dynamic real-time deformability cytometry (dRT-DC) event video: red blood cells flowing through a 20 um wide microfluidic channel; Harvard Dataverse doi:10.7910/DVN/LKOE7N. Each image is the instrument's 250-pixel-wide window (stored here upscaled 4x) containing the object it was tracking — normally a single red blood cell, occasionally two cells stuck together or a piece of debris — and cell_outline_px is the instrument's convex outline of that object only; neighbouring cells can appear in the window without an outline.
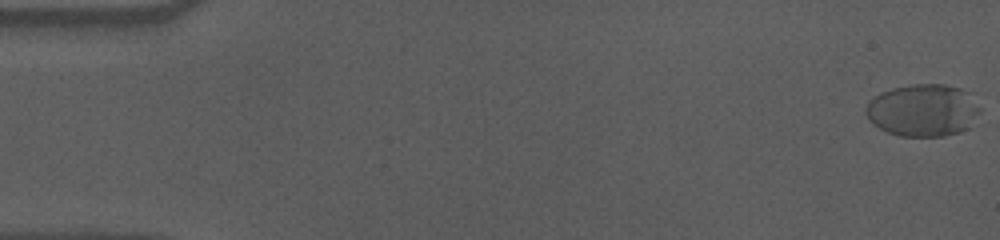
{"species": "human", "species_latin": "Homo sapiens", "temperature_condition": "cold", "stored_images_in_passage": 58, "camera_frame_rate_fps": 3000, "um_per_image_px": 0.085, "donor": {"sex": "male"}, "frame": {"image": 1, "passage_image": 1, "time_ms": 0.0, "image_size_px": [1000, 240], "cell_outline_px": [[980, 112], [968, 128], [960, 132], [944, 136], [900, 136], [888, 132], [880, 128], [864, 112], [864, 108], [868, 100], [880, 92], [892, 88], [912, 84], [944, 84], [960, 88], [980, 108]], "centroid_in_image_um": [78.41, 9.37], "position_along_channel_um": 6.6, "area_um2": 34.56}}
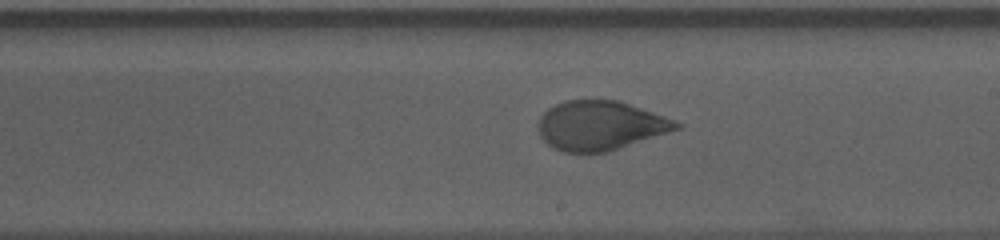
{"frame": {"image": 2, "passage_image": 34, "time_ms": 11.0, "image_size_px": [1000, 240], "cell_outline_px": [[684, 124], [680, 128], [608, 152], [564, 152], [552, 148], [540, 136], [536, 124], [540, 116], [548, 108], [564, 100], [620, 100], [676, 120]], "centroid_in_image_um": [51.01, 10.66], "position_along_channel_um": 238.0, "area_um2": 39.88}}
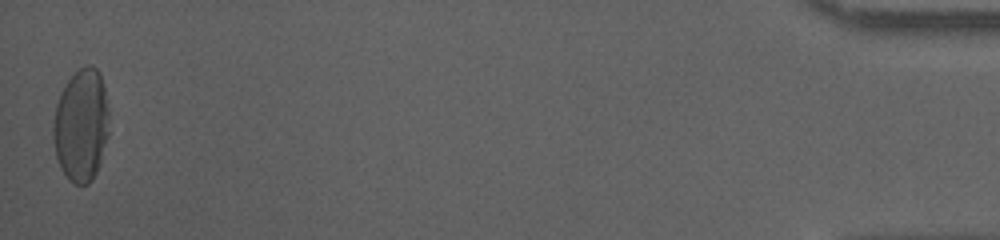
{"frame": {"image": 3, "passage_image": 58, "time_ms": 19.0, "image_size_px": [1000, 240], "cell_outline_px": [[108, 136], [96, 172], [88, 184], [76, 184], [68, 180], [60, 168], [56, 156], [52, 136], [52, 124], [56, 104], [60, 92], [68, 80], [80, 68], [88, 64], [92, 64], [100, 72], [104, 88], [108, 108]], "centroid_in_image_um": [6.88, 10.64], "position_along_channel_um": 428.3, "area_um2": 36.82}, "authors_computed_cell_mechanics": {"area_um2": 38.5815, "velocity_mm_per_s": 3.5403, "shape_relaxation_time_tau1_ms": 6.6763, "shape_relaxation_time_tau2_ms": 0.9279, "deformation_change_tau1": 0.1823, "deformation_change_tau2": 0.0544}}